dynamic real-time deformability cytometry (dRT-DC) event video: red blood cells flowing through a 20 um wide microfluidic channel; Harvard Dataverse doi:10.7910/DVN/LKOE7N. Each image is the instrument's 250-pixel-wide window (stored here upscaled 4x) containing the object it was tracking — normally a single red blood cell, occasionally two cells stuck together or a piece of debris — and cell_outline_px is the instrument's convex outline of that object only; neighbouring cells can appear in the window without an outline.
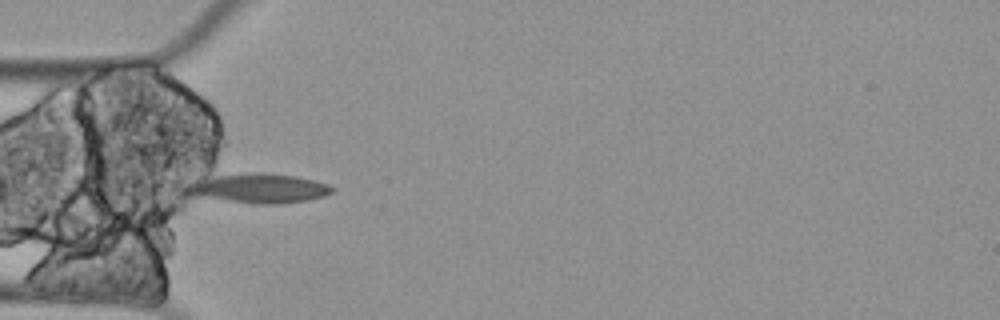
{"species": "Egyptian fruit bat (a non-hibernating species)", "species_latin": "Rousettus aegyptiacus", "temperature_condition": "cold", "stored_images_in_passage": 10, "camera_frame_rate_fps": 3000, "um_per_image_px": 0.085, "animal": {"sex": "female"}, "frame": {"image": 1, "passage_image": 5, "time_ms": 1.333, "image_size_px": [1000, 320], "cell_outline_px": [[336, 188], [332, 192], [324, 196], [308, 200], [280, 204], [260, 204], [196, 196], [192, 192], [192, 180], [248, 172], [264, 172], [296, 176], [328, 184]], "centroid_in_image_um": [22.15, 16.0], "position_along_channel_um": 62.8, "area_um2": 24.33}}
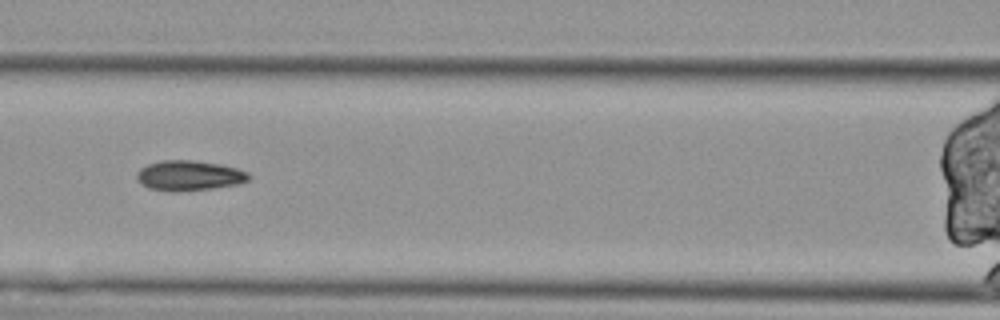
{"frame": {"image": 2, "passage_image": 7, "time_ms": 2.0, "image_size_px": [1000, 320], "cell_outline_px": [[252, 176], [248, 180], [236, 184], [212, 188], [148, 188], [140, 184], [136, 176], [140, 168], [148, 164], [160, 160], [196, 160], [220, 164], [236, 168], [248, 172]], "centroid_in_image_um": [16.1, 14.86], "position_along_channel_um": 150.5, "area_um2": 18.79}}
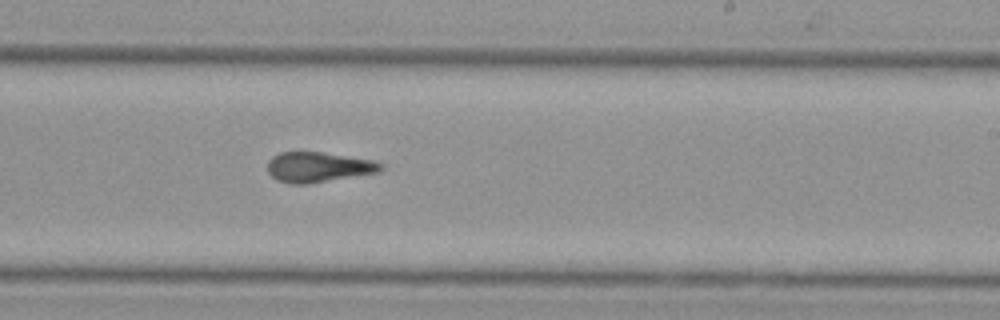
{"frame": {"image": 3, "passage_image": 10, "time_ms": 3.0, "image_size_px": [1000, 320], "cell_outline_px": [[384, 168], [380, 172], [308, 184], [288, 184], [276, 180], [268, 172], [268, 160], [272, 156], [280, 152], [320, 152], [376, 160], [384, 164]], "centroid_in_image_um": [27.08, 14.21], "position_along_channel_um": 261.9, "area_um2": 20.17}}